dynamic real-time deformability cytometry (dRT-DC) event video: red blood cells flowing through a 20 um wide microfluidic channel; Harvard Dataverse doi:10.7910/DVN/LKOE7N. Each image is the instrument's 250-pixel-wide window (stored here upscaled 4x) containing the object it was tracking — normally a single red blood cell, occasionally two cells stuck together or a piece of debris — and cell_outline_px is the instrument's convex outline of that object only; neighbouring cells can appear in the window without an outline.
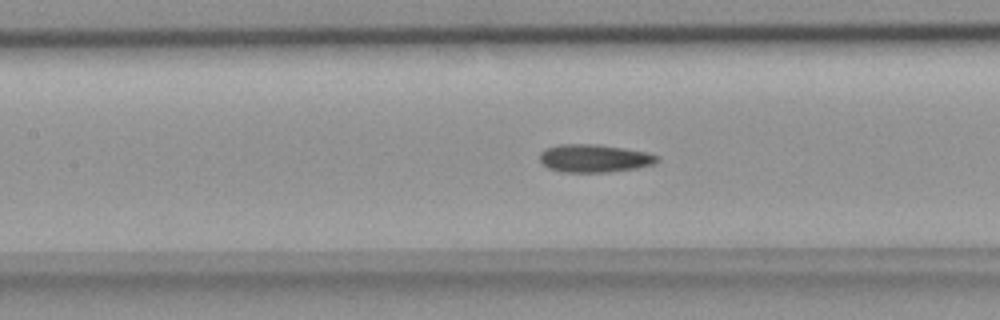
{"species": "common noctule bat (a hibernating species)", "species_latin": "Nyctalus noctula", "temperature_condition": "room temperature", "stored_images_in_passage": 42, "camera_frame_rate_fps": 3000, "um_per_image_px": 0.085, "animal": {"sex": "female", "body_mass_g": 18.4}, "frame": {"image": 1, "passage_image": 14, "time_ms": 4.333, "image_size_px": [1000, 320], "cell_outline_px": [[660, 160], [656, 164], [636, 168], [608, 172], [564, 172], [548, 168], [540, 160], [540, 152], [544, 148], [560, 144], [596, 144], [624, 148], [648, 152], [660, 156]], "centroid_in_image_um": [50.55, 13.45], "position_along_channel_um": 156.8, "area_um2": 19.31}}
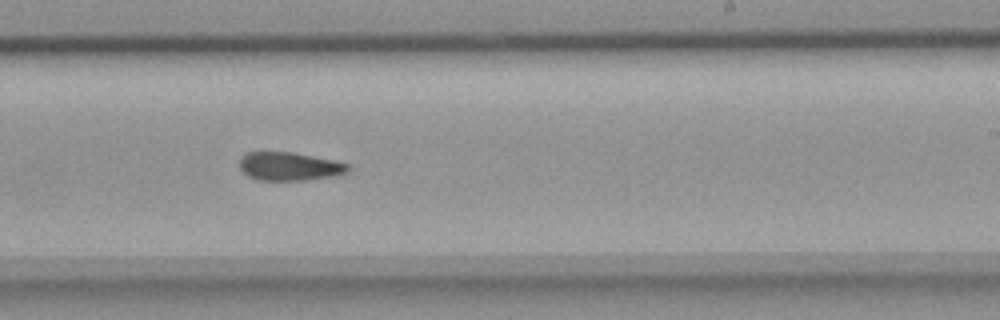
{"frame": {"image": 2, "passage_image": 22, "time_ms": 7.0, "image_size_px": [1000, 320], "cell_outline_px": [[352, 168], [348, 172], [332, 176], [304, 180], [256, 180], [248, 176], [240, 168], [240, 156], [248, 152], [292, 152], [336, 160], [348, 164]], "centroid_in_image_um": [24.61, 14.13], "position_along_channel_um": 264.4, "area_um2": 18.03}}
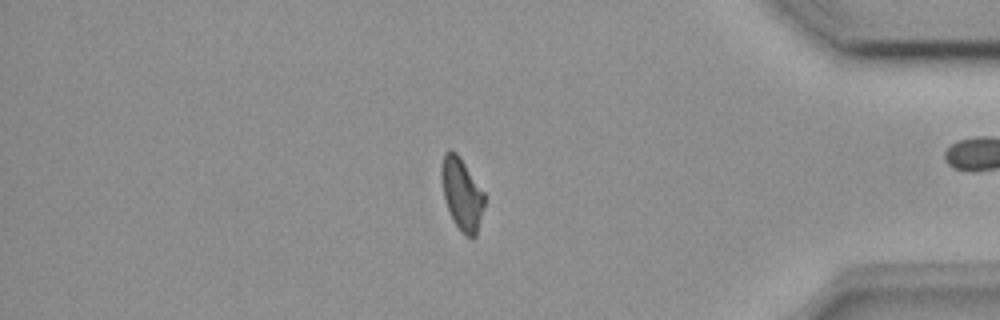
{"frame": {"image": 3, "passage_image": 34, "time_ms": 11.0, "image_size_px": [1000, 320], "cell_outline_px": [[484, 208], [476, 236], [472, 240], [464, 236], [452, 220], [444, 196], [440, 176], [440, 168], [444, 152], [448, 148], [456, 152], [460, 156], [484, 192]], "centroid_in_image_um": [39.25, 16.49], "position_along_channel_um": 396.0, "area_um2": 18.38}}